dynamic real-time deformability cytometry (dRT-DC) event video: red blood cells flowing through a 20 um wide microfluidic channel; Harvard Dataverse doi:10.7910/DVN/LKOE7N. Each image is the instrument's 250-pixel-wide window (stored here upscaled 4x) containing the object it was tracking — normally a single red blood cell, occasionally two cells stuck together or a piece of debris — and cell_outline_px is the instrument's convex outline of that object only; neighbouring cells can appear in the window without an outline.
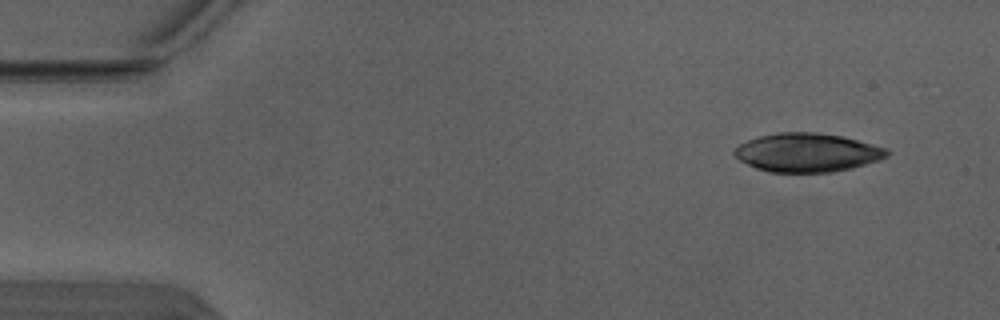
{"species": "Egyptian fruit bat (a non-hibernating species)", "species_latin": "Rousettus aegyptiacus", "temperature_condition": "warm", "stored_images_in_passage": 4, "camera_frame_rate_fps": 3000, "um_per_image_px": 0.085, "animal": {"sex": "male"}, "frame": {"image": 1, "passage_image": 1, "time_ms": 0.0, "image_size_px": [1000, 320], "cell_outline_px": [[892, 152], [888, 156], [880, 160], [852, 168], [832, 172], [768, 172], [756, 168], [740, 160], [732, 152], [740, 144], [748, 140], [760, 136], [780, 132], [816, 132], [844, 136], [888, 148]], "centroid_in_image_um": [68.67, 12.96], "position_along_channel_um": 16.3, "area_um2": 34.56}}